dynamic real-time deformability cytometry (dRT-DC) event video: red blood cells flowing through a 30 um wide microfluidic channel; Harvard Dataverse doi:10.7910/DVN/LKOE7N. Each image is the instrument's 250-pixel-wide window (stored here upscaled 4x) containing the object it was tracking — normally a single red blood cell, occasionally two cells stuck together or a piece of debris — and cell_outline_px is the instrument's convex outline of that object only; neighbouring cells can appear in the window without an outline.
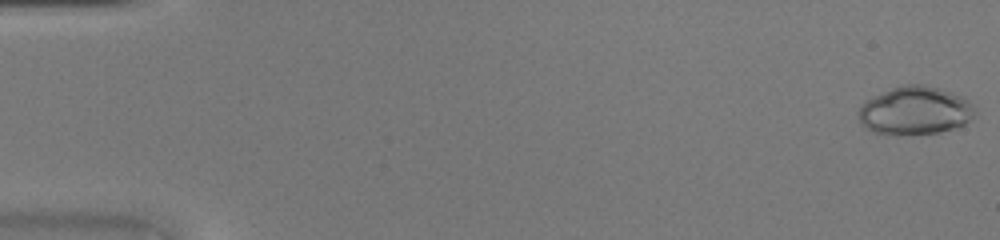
{"species": "common noctule bat (a hibernating species)", "species_latin": "Nyctalus noctula", "temperature_condition": "warm", "stored_images_in_passage": 45, "camera_frame_rate_fps": 3000, "um_per_image_px": 0.085, "animal": {"sex": "female", "body_mass_g": 20.0, "forearm_length_mm": 54.0}, "frame": {"image": 1, "passage_image": 1, "time_ms": 0.0, "image_size_px": [1000, 240], "cell_outline_px": [[976, 112], [964, 124], [952, 128], [936, 132], [900, 136], [888, 136], [872, 132], [860, 124], [860, 108], [868, 100], [892, 88], [904, 84], [924, 84], [940, 88], [964, 96], [968, 100]], "centroid_in_image_um": [77.77, 9.42], "position_along_channel_um": 7.2, "area_um2": 32.66}}
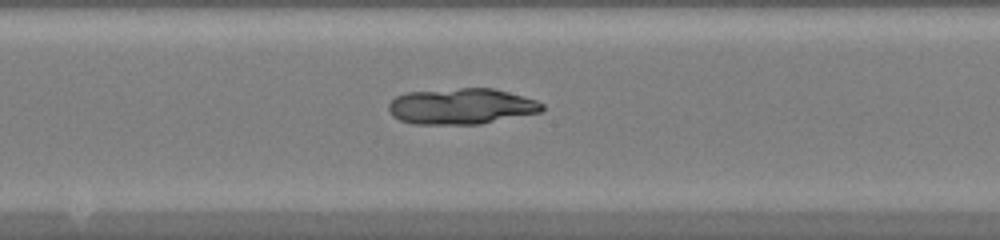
{"frame": {"image": 2, "passage_image": 25, "time_ms": 8.0, "image_size_px": [1000, 240], "cell_outline_px": [[544, 108], [540, 112], [480, 124], [412, 124], [400, 120], [392, 116], [388, 112], [388, 104], [396, 96], [408, 92], [460, 88], [492, 88], [524, 96], [536, 100], [544, 104]], "centroid_in_image_um": [39.19, 9.04], "position_along_channel_um": 209.0, "area_um2": 32.19}}
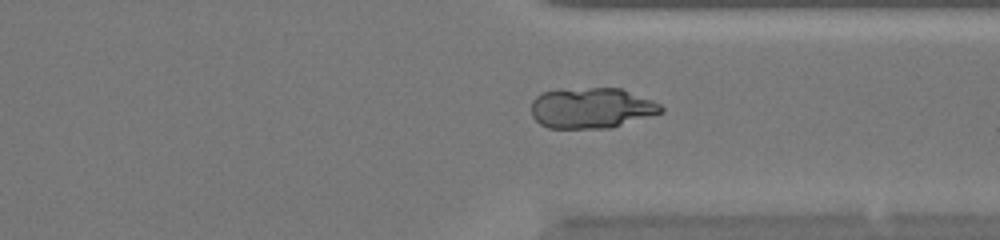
{"frame": {"image": 3, "passage_image": 35, "time_ms": 11.333, "image_size_px": [1000, 240], "cell_outline_px": [[664, 112], [612, 128], [548, 128], [540, 124], [532, 116], [532, 100], [536, 96], [544, 92], [560, 88], [620, 88], [652, 100], [660, 104], [664, 108]], "centroid_in_image_um": [50.28, 9.18], "position_along_channel_um": 361.1, "area_um2": 30.98}}